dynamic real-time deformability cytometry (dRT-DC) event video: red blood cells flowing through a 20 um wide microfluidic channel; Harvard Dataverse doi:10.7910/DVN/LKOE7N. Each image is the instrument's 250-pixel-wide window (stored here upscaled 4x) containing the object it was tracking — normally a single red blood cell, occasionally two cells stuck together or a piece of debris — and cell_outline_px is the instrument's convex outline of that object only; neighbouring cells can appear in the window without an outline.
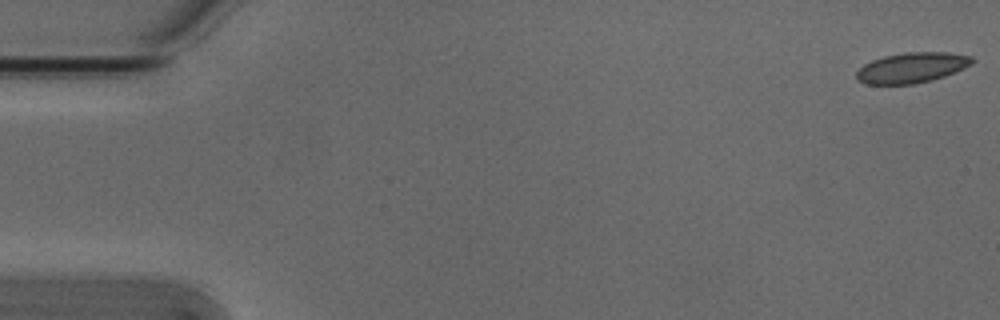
{"species": "Egyptian fruit bat (a non-hibernating species)", "species_latin": "Rousettus aegyptiacus", "temperature_condition": "cold", "stored_images_in_passage": 53, "camera_frame_rate_fps": 3000, "um_per_image_px": 0.085, "animal": {"sex": "male"}, "frame": {"image": 1, "passage_image": 1, "time_ms": 0.0, "image_size_px": [1000, 320], "cell_outline_px": [[976, 60], [972, 64], [964, 68], [944, 76], [932, 80], [916, 84], [864, 84], [856, 80], [856, 72], [864, 64], [872, 60], [884, 56], [904, 52], [948, 52], [972, 56]], "centroid_in_image_um": [77.51, 5.75], "position_along_channel_um": 7.5, "area_um2": 20.63}}
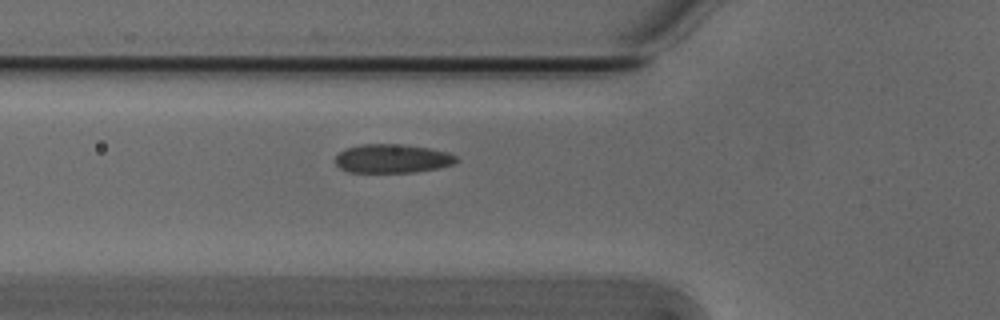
{"frame": {"image": 2, "passage_image": 19, "time_ms": 6.0, "image_size_px": [1000, 320], "cell_outline_px": [[460, 160], [452, 164], [440, 168], [416, 172], [348, 172], [340, 168], [332, 160], [344, 148], [360, 144], [404, 144], [428, 148], [448, 152], [456, 156]], "centroid_in_image_um": [33.33, 13.47], "position_along_channel_um": 92.5, "area_um2": 20.58}}
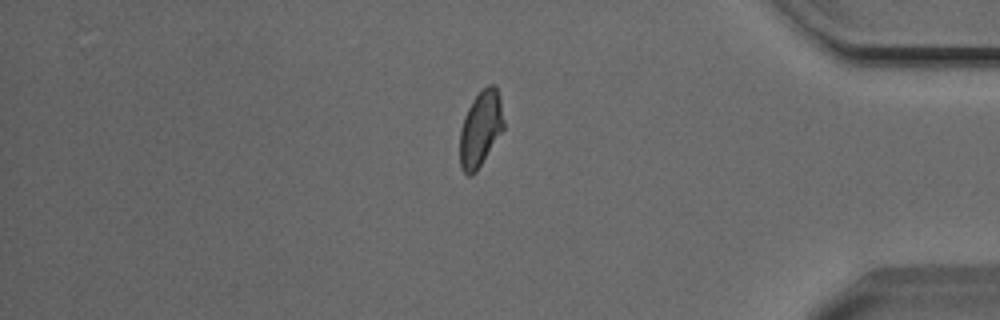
{"frame": {"image": 3, "passage_image": 45, "time_ms": 14.667, "image_size_px": [1000, 320], "cell_outline_px": [[504, 128], [476, 172], [472, 176], [468, 176], [460, 168], [460, 128], [464, 116], [472, 100], [488, 84], [496, 84], [500, 100], [504, 120]], "centroid_in_image_um": [40.84, 10.95], "position_along_channel_um": 394.4, "area_um2": 19.31}, "authors_computed_cell_mechanics": {"area_um2": 20.4034, "velocity_mm_per_s": 3.8345, "shape_relaxation_time_tau1_ms": 10.5265, "shape_relaxation_time_tau2_ms": 2.2353, "deformation_change_tau1": 0.1785, "deformation_change_tau2": 0.0637}}